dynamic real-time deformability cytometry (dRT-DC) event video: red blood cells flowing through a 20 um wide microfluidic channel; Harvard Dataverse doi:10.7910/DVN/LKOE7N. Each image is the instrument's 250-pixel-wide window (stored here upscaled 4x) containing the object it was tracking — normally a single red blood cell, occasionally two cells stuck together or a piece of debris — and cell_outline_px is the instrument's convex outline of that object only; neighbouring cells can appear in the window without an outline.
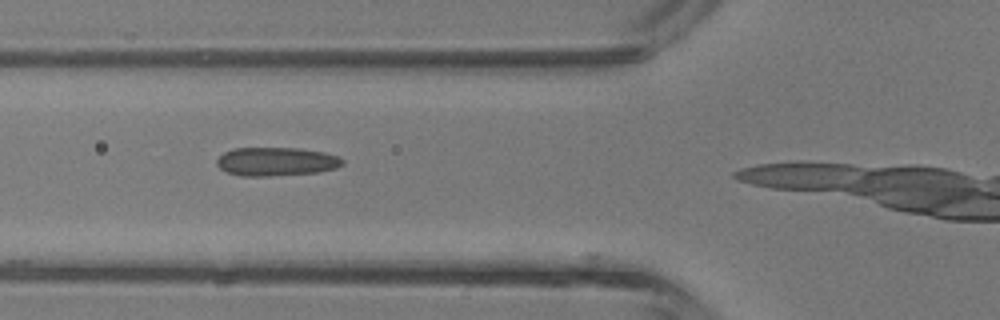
{"species": "common noctule bat (a hibernating species)", "species_latin": "Nyctalus noctula", "temperature_condition": "room temperature", "stored_images_in_passage": 10, "camera_frame_rate_fps": 3000, "um_per_image_px": 0.085, "animal": {"sex": "male", "body_mass_g": 13.3}, "frame": {"image": 1, "passage_image": 7, "time_ms": 2.0, "image_size_px": [1000, 320], "cell_outline_px": [[344, 164], [336, 168], [320, 172], [268, 176], [240, 176], [228, 172], [220, 168], [216, 164], [216, 160], [224, 152], [232, 148], [300, 148], [324, 152], [340, 156], [344, 160]], "centroid_in_image_um": [23.51, 13.73], "position_along_channel_um": 102.3, "area_um2": 21.15}}
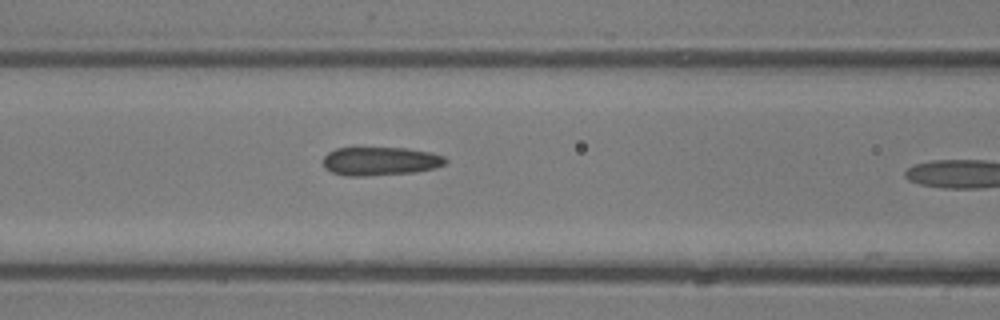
{"frame": {"image": 2, "passage_image": 9, "time_ms": 2.667, "image_size_px": [1000, 320], "cell_outline_px": [[448, 160], [444, 164], [436, 168], [416, 172], [364, 176], [344, 176], [332, 172], [324, 168], [324, 156], [328, 152], [336, 148], [404, 148], [432, 152], [444, 156]], "centroid_in_image_um": [32.33, 13.7], "position_along_channel_um": 134.3, "area_um2": 20.46}}